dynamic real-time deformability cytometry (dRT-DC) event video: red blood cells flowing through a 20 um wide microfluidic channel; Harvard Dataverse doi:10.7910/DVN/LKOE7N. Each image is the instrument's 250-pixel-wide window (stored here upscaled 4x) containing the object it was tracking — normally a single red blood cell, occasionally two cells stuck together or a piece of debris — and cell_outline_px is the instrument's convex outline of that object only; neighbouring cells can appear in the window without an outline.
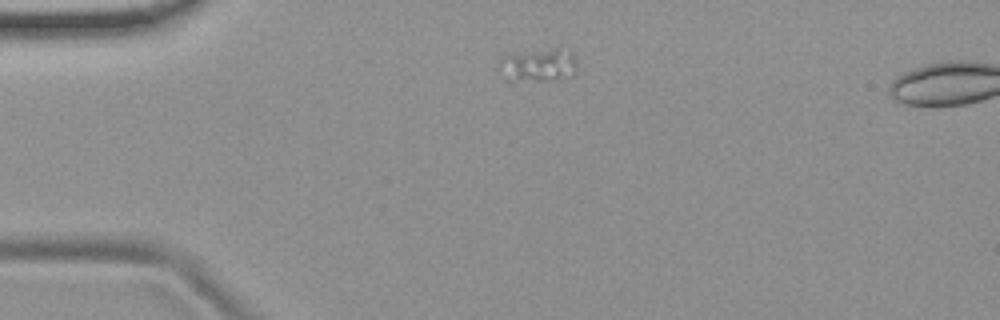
{"species": "common noctule bat (a hibernating species)", "species_latin": "Nyctalus noctula", "temperature_condition": "room temperature", "stored_images_in_passage": 3, "camera_frame_rate_fps": 3000, "um_per_image_px": 0.085, "animal": {"sex": "female", "body_mass_g": 19.9}, "frame": {"image": 1, "passage_image": 1, "time_ms": 0.0, "image_size_px": [1000, 320], "cell_outline_px": [[576, 68], [572, 76], [552, 80], [508, 80], [496, 72], [496, 64], [500, 56], [508, 52], [556, 48], [560, 48], [572, 52], [576, 60]], "centroid_in_image_um": [45.63, 5.5], "position_along_channel_um": 39.4, "area_um2": 15.84}}